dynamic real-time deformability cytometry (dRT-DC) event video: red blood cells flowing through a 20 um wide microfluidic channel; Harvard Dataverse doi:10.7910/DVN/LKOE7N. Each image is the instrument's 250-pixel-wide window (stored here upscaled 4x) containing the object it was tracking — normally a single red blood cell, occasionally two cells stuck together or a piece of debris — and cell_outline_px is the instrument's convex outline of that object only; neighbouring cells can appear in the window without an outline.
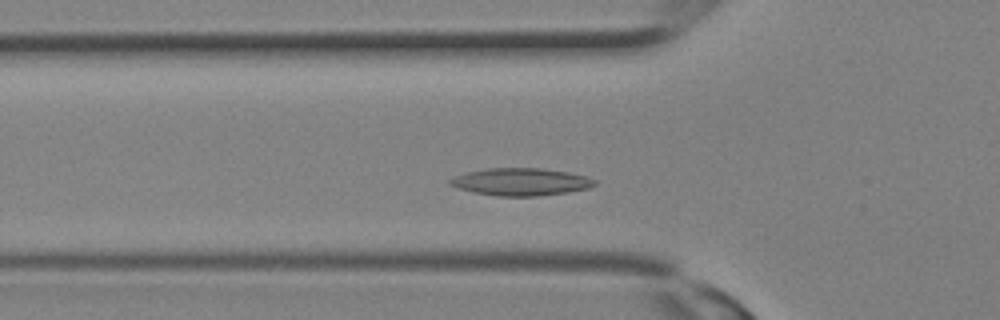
{"species": "Egyptian fruit bat (a non-hibernating species)", "species_latin": "Rousettus aegyptiacus", "temperature_condition": "room temperature", "stored_images_in_passage": 29, "camera_frame_rate_fps": 3000, "um_per_image_px": 0.085, "animal": {"sex": "female"}, "frame": {"image": 1, "passage_image": 7, "time_ms": 2.0, "image_size_px": [1000, 320], "cell_outline_px": [[596, 184], [588, 188], [568, 192], [536, 196], [496, 196], [472, 192], [448, 184], [448, 180], [452, 176], [468, 172], [488, 168], [540, 168], [568, 172], [588, 176], [596, 180]], "centroid_in_image_um": [44.26, 15.45], "position_along_channel_um": 81.5, "area_um2": 23.18}}
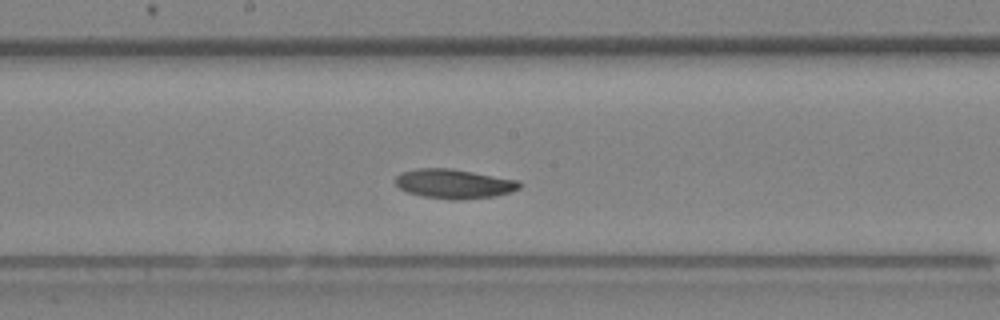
{"frame": {"image": 2, "passage_image": 13, "time_ms": 4.0, "image_size_px": [1000, 320], "cell_outline_px": [[524, 184], [520, 188], [496, 196], [464, 200], [448, 200], [424, 196], [408, 192], [400, 188], [396, 184], [396, 176], [400, 172], [416, 168], [452, 168], [520, 180]], "centroid_in_image_um": [38.63, 15.62], "position_along_channel_um": 209.6, "area_um2": 21.56}}
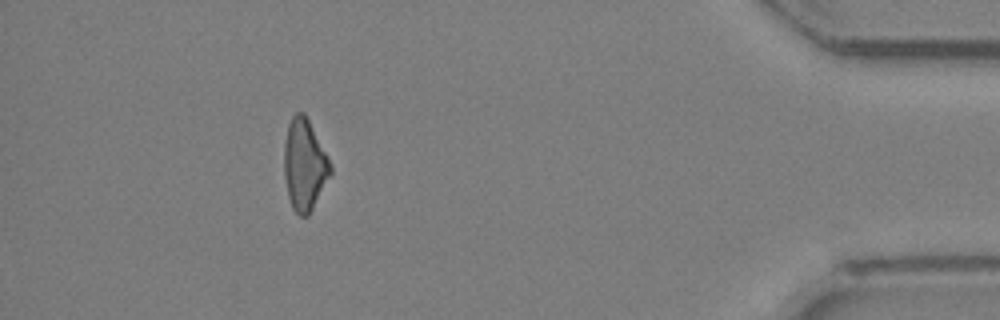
{"frame": {"image": 3, "passage_image": 29, "time_ms": 9.333, "image_size_px": [1000, 320], "cell_outline_px": [[332, 172], [308, 216], [300, 216], [292, 208], [288, 196], [284, 176], [284, 144], [288, 124], [292, 116], [296, 112], [304, 112], [328, 156], [332, 168]], "centroid_in_image_um": [25.87, 14.0], "position_along_channel_um": 409.3, "area_um2": 24.57}}